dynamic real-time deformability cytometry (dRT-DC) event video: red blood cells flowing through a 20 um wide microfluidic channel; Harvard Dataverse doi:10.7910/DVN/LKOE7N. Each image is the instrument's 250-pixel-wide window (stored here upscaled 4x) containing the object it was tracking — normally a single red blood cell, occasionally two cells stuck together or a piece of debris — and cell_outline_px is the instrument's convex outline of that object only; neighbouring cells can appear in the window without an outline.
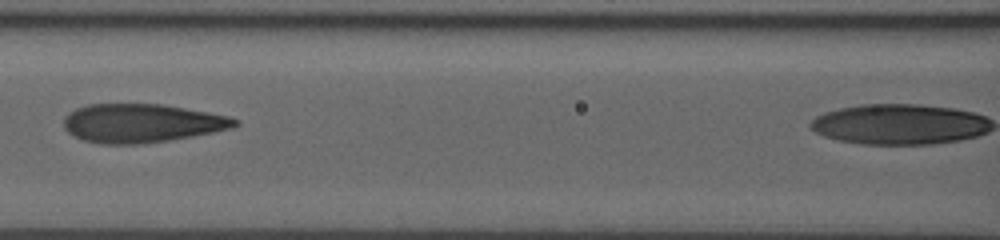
{"species": "human", "species_latin": "Homo sapiens", "temperature_condition": "room temperature", "stored_images_in_passage": 15, "segment_of_instrument_passage": [1, 2], "camera_frame_rate_fps": 3000, "um_per_image_px": 0.085, "donor": {"sex": "male"}, "frame": {"image": 1, "passage_image": 9, "time_ms": 2.667, "image_size_px": [1000, 240], "cell_outline_px": [[240, 124], [232, 128], [192, 136], [168, 140], [140, 144], [100, 144], [84, 140], [68, 132], [64, 128], [64, 116], [68, 112], [76, 108], [88, 104], [160, 104], [184, 108], [228, 116], [240, 120]], "centroid_in_image_um": [12.02, 10.47], "position_along_channel_um": 154.6, "area_um2": 38.44}}
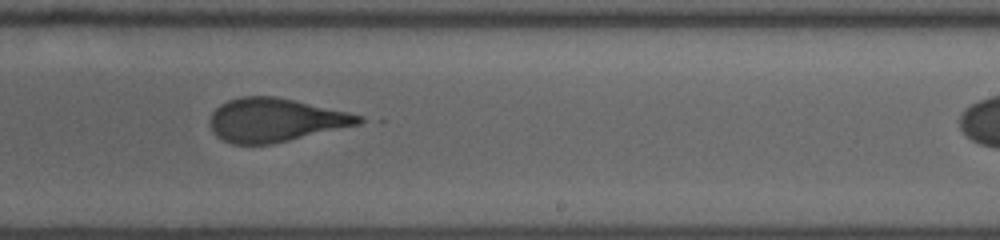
{"frame": {"image": 2, "passage_image": 12, "time_ms": 3.667, "image_size_px": [1000, 240], "cell_outline_px": [[368, 120], [360, 124], [272, 144], [232, 144], [216, 136], [212, 132], [212, 112], [220, 104], [228, 100], [240, 96], [276, 96], [348, 112], [364, 116]], "centroid_in_image_um": [23.43, 10.2], "position_along_channel_um": 265.6, "area_um2": 37.63}}
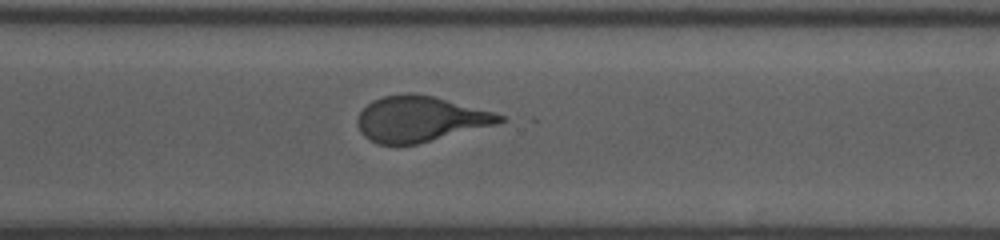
{"frame": {"image": 3, "passage_image": 14, "time_ms": 4.333, "image_size_px": [1000, 240], "cell_outline_px": [[504, 120], [496, 124], [416, 144], [396, 148], [376, 144], [368, 140], [360, 132], [356, 124], [356, 120], [360, 112], [372, 100], [384, 96], [408, 92], [412, 92], [432, 96], [492, 112], [504, 116]], "centroid_in_image_um": [35.6, 10.15], "position_along_channel_um": 335.0, "area_um2": 37.92}}